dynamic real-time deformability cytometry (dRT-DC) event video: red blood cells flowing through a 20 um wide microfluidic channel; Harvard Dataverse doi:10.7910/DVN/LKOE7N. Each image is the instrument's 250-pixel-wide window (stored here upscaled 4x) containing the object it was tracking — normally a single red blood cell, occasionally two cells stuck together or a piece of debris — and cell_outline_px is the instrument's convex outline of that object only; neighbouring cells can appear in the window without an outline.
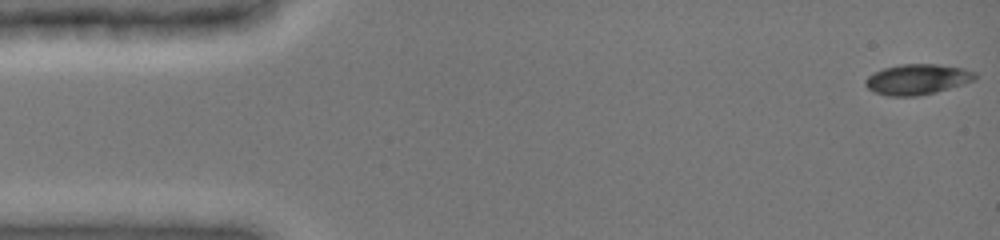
{"species": "common noctule bat (a hibernating species)", "species_latin": "Nyctalus noctula", "temperature_condition": "cold", "stored_images_in_passage": 49, "camera_frame_rate_fps": 3000, "um_per_image_px": 0.085, "animal": {"sex": "female", "body_mass_g": 19.0, "forearm_length_mm": 51.5}, "frame": {"image": 1, "passage_image": 1, "time_ms": 0.0, "image_size_px": [1000, 240], "cell_outline_px": [[976, 80], [964, 84], [936, 92], [916, 96], [888, 96], [876, 92], [868, 88], [864, 84], [864, 80], [868, 76], [884, 68], [900, 64], [936, 64], [964, 68], [976, 72]], "centroid_in_image_um": [78.0, 6.74], "position_along_channel_um": 7.0, "area_um2": 19.48}}
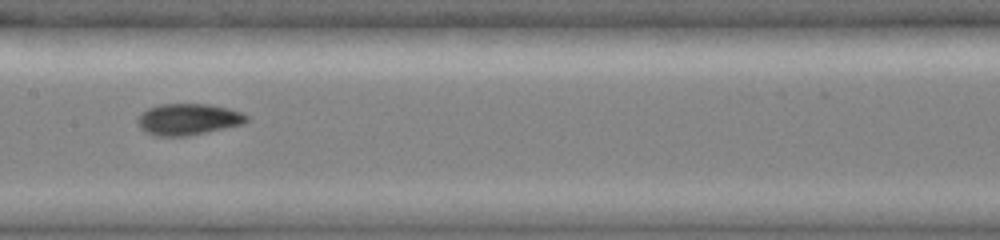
{"frame": {"image": 2, "passage_image": 32, "time_ms": 7.667, "image_size_px": [1000, 240], "cell_outline_px": [[248, 120], [244, 124], [188, 136], [156, 136], [144, 132], [140, 128], [136, 120], [148, 108], [160, 104], [208, 104], [228, 108], [240, 112], [248, 116]], "centroid_in_image_um": [15.99, 10.15], "position_along_channel_um": 191.4, "area_um2": 19.94}}
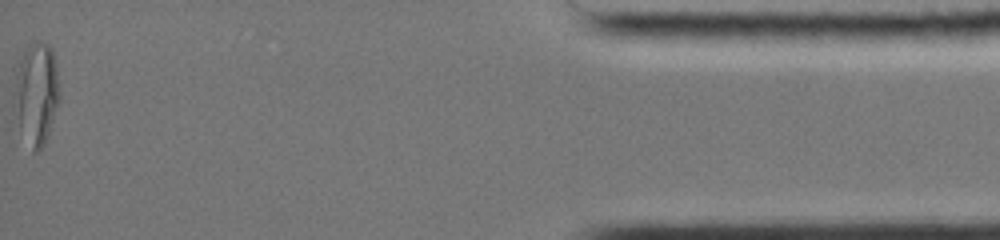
{"frame": {"image": 3, "passage_image": 49, "time_ms": 15.667, "image_size_px": [1000, 240], "cell_outline_px": [[60, 100], [44, 144], [36, 152], [32, 152], [20, 132], [12, 104], [12, 68], [24, 48], [36, 40], [40, 40], [48, 44], [52, 48], [56, 60], [60, 96]], "centroid_in_image_um": [3.01, 7.87], "position_along_channel_um": 432.2, "area_um2": 28.61}, "authors_computed_cell_mechanics": {"area_um2": 19.5364, "velocity_mm_per_s": 3.9996, "shape_relaxation_time_tau1_ms": 8.231, "shape_relaxation_time_tau2_ms": 1.8624, "deformation_change_tau1": 0.2105, "deformation_change_tau2": 0.0326}}